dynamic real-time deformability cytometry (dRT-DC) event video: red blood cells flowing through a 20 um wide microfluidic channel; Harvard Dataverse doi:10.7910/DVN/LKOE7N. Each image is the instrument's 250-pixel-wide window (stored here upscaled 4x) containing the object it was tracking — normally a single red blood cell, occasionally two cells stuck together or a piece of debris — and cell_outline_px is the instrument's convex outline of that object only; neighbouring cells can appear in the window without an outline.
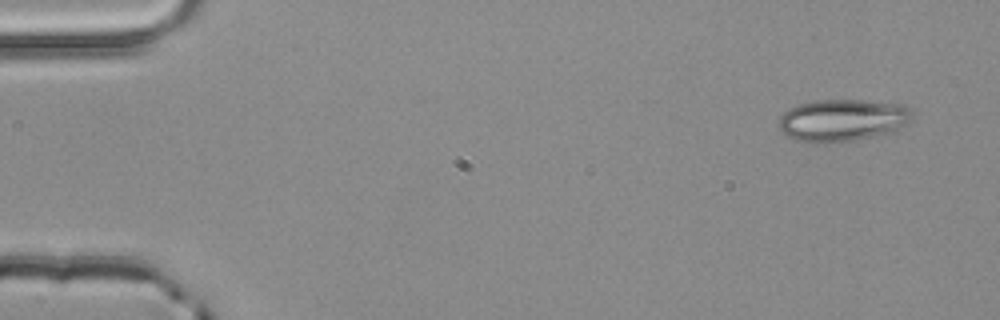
{"species": "common noctule bat (a hibernating species)", "species_latin": "Nyctalus noctula", "temperature_condition": "room temperature", "stored_images_in_passage": 3, "camera_frame_rate_fps": 3000, "um_per_image_px": 0.085, "animal": {"sex": "male", "body_mass_g": 20.4}, "frame": {"image": 1, "passage_image": 1, "time_ms": 0.0, "image_size_px": [1000, 320], "cell_outline_px": [[916, 112], [912, 120], [892, 132], [856, 140], [824, 144], [812, 144], [796, 140], [788, 136], [776, 124], [780, 116], [784, 112], [800, 104], [816, 100], [860, 100], [904, 104], [912, 108]], "centroid_in_image_um": [71.65, 10.23], "position_along_channel_um": 13.4, "area_um2": 33.35}}